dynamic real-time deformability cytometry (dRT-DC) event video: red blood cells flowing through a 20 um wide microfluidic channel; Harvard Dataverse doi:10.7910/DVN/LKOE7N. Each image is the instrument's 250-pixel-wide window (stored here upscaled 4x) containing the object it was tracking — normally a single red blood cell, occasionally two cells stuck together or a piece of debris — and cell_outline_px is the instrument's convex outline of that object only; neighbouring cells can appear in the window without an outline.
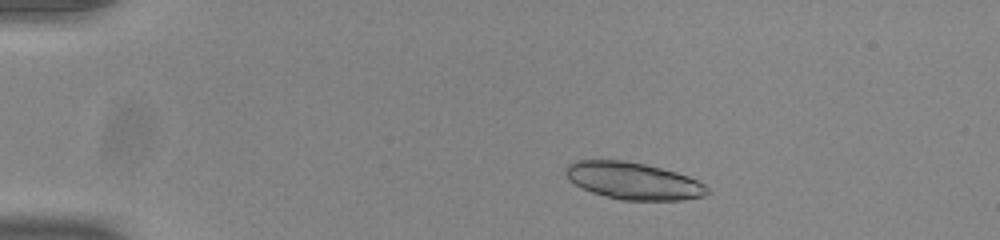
{"species": "common noctule bat (a hibernating species)", "species_latin": "Nyctalus noctula", "temperature_condition": "room temperature", "stored_images_in_passage": 49, "camera_frame_rate_fps": 3000, "um_per_image_px": 0.085, "animal": {"sex": "male", "body_mass_g": 20.0, "forearm_length_mm": 53.3}, "frame": {"image": 1, "passage_image": 7, "time_ms": 2.0, "image_size_px": [1000, 240], "cell_outline_px": [[708, 192], [704, 196], [684, 200], [620, 200], [592, 192], [568, 180], [564, 172], [564, 168], [568, 164], [576, 160], [628, 160], [676, 172], [688, 176], [704, 184], [708, 188]], "centroid_in_image_um": [53.8, 15.37], "position_along_channel_um": 31.2, "area_um2": 30.58}}
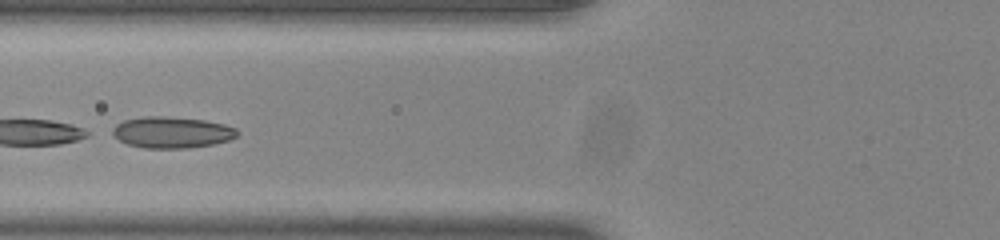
{"frame": {"image": 2, "passage_image": 19, "time_ms": 6.0, "image_size_px": [1000, 240], "cell_outline_px": [[240, 132], [236, 136], [228, 140], [216, 144], [188, 148], [144, 148], [128, 144], [120, 140], [108, 132], [116, 124], [124, 120], [144, 116], [164, 116], [204, 120], [224, 124], [236, 128]], "centroid_in_image_um": [14.59, 11.25], "position_along_channel_um": 111.2, "area_um2": 22.95}}
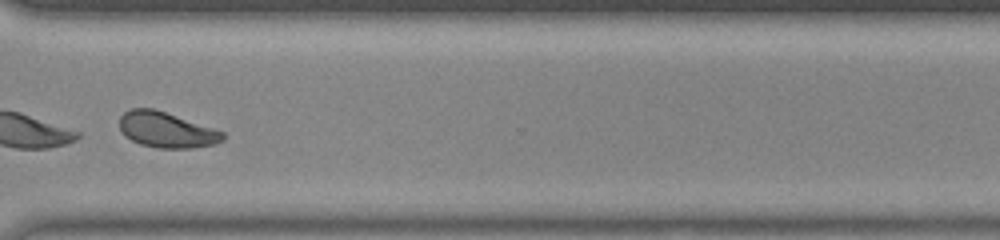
{"frame": {"image": 3, "passage_image": 38, "time_ms": 12.333, "image_size_px": [1000, 240], "cell_outline_px": [[224, 140], [212, 144], [192, 148], [156, 148], [140, 144], [124, 136], [120, 128], [120, 116], [124, 112], [132, 108], [152, 108], [224, 132]], "centroid_in_image_um": [14.11, 11.05], "position_along_channel_um": 356.5, "area_um2": 21.1}}